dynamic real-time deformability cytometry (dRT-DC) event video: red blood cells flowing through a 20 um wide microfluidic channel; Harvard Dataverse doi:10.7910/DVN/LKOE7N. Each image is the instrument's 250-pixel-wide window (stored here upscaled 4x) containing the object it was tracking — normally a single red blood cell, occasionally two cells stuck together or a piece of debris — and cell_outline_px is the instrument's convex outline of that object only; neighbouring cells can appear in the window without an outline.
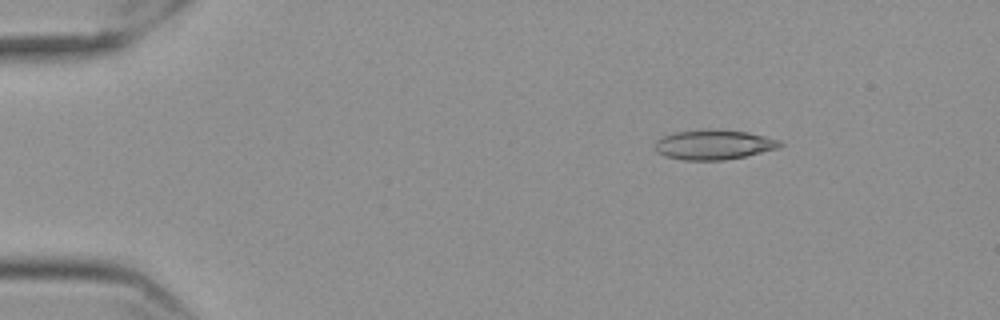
{"species": "Egyptian fruit bat (a non-hibernating species)", "species_latin": "Rousettus aegyptiacus", "temperature_condition": "cold", "stored_images_in_passage": 50, "camera_frame_rate_fps": 3000, "um_per_image_px": 0.085, "frame": {"image": 1, "passage_image": 2, "time_ms": 0.333, "image_size_px": [1000, 320], "cell_outline_px": [[784, 144], [780, 148], [744, 156], [724, 160], [684, 160], [664, 156], [656, 152], [656, 140], [664, 136], [676, 132], [716, 128], [748, 132], [764, 136], [776, 140]], "centroid_in_image_um": [60.67, 12.29], "position_along_channel_um": 24.3, "area_um2": 21.68}}
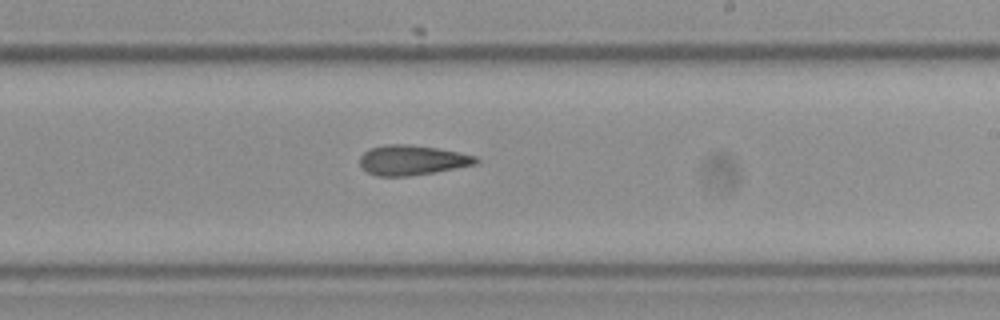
{"frame": {"image": 2, "passage_image": 28, "time_ms": 9.0, "image_size_px": [1000, 320], "cell_outline_px": [[480, 160], [476, 164], [432, 172], [408, 176], [376, 176], [368, 172], [360, 164], [360, 156], [368, 148], [384, 144], [408, 144], [436, 148], [476, 156]], "centroid_in_image_um": [34.98, 13.6], "position_along_channel_um": 254.0, "area_um2": 20.06}}
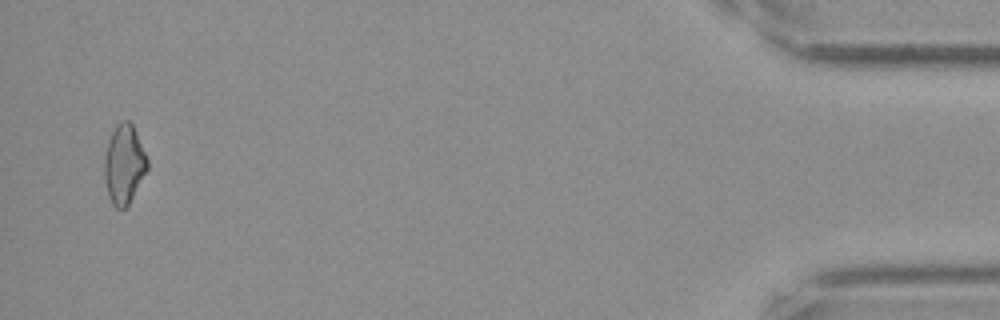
{"frame": {"image": 3, "passage_image": 49, "time_ms": 16.0, "image_size_px": [1000, 320], "cell_outline_px": [[148, 168], [128, 204], [124, 208], [116, 208], [112, 204], [108, 196], [104, 176], [104, 160], [108, 144], [112, 132], [116, 124], [120, 120], [128, 120], [132, 124], [136, 132], [148, 160]], "centroid_in_image_um": [10.54, 13.95], "position_along_channel_um": 424.7, "area_um2": 19.54}, "authors_computed_cell_mechanics": {"area_um2": 20.4323, "velocity_mm_per_s": 3.5705, "shape_relaxation_time_tau1_ms": null, "shape_relaxation_time_tau2_ms": 5.1877, "deformation_change_tau1": null, "deformation_change_tau2": 0.1401}}